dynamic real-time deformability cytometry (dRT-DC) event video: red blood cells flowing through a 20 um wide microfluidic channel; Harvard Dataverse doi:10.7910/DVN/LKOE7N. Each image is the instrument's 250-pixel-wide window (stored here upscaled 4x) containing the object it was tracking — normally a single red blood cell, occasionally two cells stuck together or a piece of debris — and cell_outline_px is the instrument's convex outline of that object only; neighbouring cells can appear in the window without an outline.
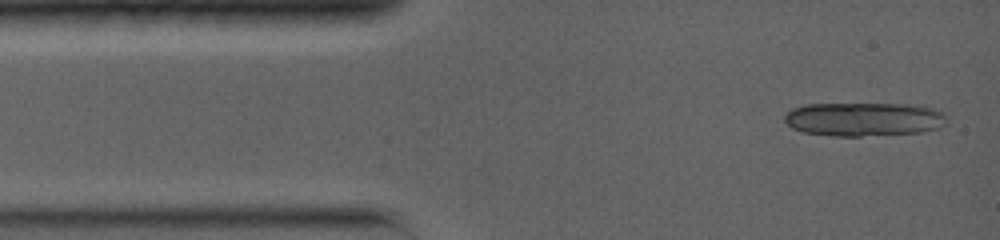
{"species": "common noctule bat (a hibernating species)", "species_latin": "Nyctalus noctula", "temperature_condition": "warm", "stored_images_in_passage": 3, "camera_frame_rate_fps": 5000, "um_per_image_px": 0.085, "animal": {"sex": "female", "body_mass_g": 19.0, "forearm_length_mm": 56.7}, "frame": {"image": 1, "passage_image": 1, "time_ms": 0.0, "image_size_px": [1000, 240], "cell_outline_px": [[948, 124], [940, 128], [920, 132], [860, 136], [832, 136], [804, 132], [792, 128], [784, 120], [784, 116], [792, 108], [804, 104], [904, 104], [932, 108], [944, 112], [948, 120]], "centroid_in_image_um": [73.45, 10.13], "position_along_channel_um": 11.5, "area_um2": 32.08}}